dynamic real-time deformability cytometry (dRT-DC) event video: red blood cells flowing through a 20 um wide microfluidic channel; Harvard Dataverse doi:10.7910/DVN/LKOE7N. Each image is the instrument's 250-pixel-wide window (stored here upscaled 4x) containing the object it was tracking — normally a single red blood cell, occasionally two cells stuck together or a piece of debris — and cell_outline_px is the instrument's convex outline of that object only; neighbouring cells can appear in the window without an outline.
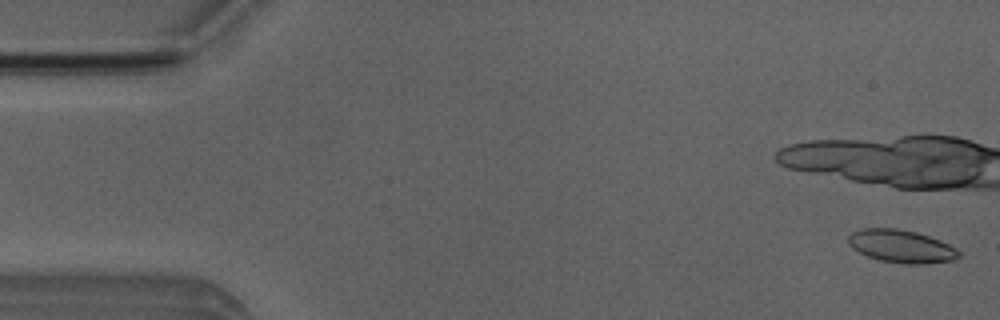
{"species": "Egyptian fruit bat (a non-hibernating species)", "species_latin": "Rousettus aegyptiacus", "temperature_condition": "room temperature", "stored_images_in_passage": 11, "camera_frame_rate_fps": 3000, "um_per_image_px": 0.085, "animal": {"sex": "male"}, "frame": {"image": 1, "passage_image": 2, "time_ms": 0.333, "image_size_px": [1000, 320], "cell_outline_px": [[960, 256], [952, 260], [920, 264], [904, 264], [880, 260], [868, 256], [852, 248], [848, 244], [848, 236], [852, 232], [864, 228], [896, 228], [916, 232], [940, 240], [956, 248], [960, 252]], "centroid_in_image_um": [76.6, 20.93], "position_along_channel_um": 8.4, "area_um2": 21.04}}